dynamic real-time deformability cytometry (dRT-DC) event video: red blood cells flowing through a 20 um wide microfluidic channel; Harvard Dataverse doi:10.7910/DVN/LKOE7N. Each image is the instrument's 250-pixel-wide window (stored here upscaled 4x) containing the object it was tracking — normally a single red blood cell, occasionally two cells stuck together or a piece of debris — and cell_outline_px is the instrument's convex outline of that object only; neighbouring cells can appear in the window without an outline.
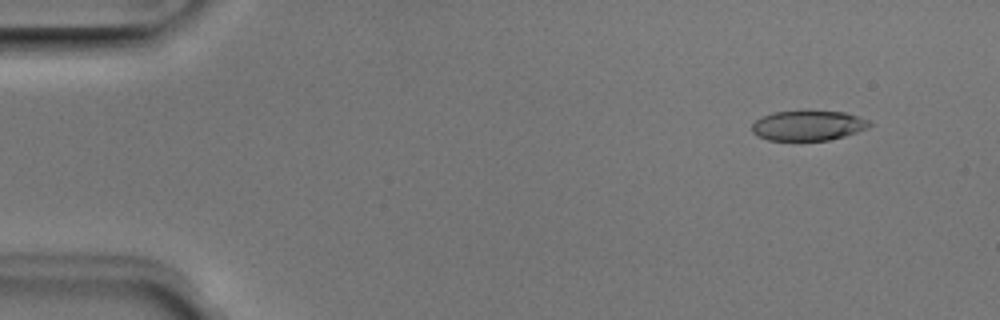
{"species": "Egyptian fruit bat (a non-hibernating species)", "species_latin": "Rousettus aegyptiacus", "temperature_condition": "room temperature", "stored_images_in_passage": 51, "camera_frame_rate_fps": 3000, "um_per_image_px": 0.085, "animal": {"sex": "male"}, "frame": {"image": 1, "passage_image": 5, "time_ms": 1.333, "image_size_px": [1000, 320], "cell_outline_px": [[872, 124], [868, 128], [844, 136], [828, 140], [768, 140], [752, 132], [752, 124], [756, 120], [772, 112], [800, 108], [804, 108], [844, 112], [860, 116], [868, 120]], "centroid_in_image_um": [68.7, 10.61], "position_along_channel_um": 16.3, "area_um2": 21.27}}
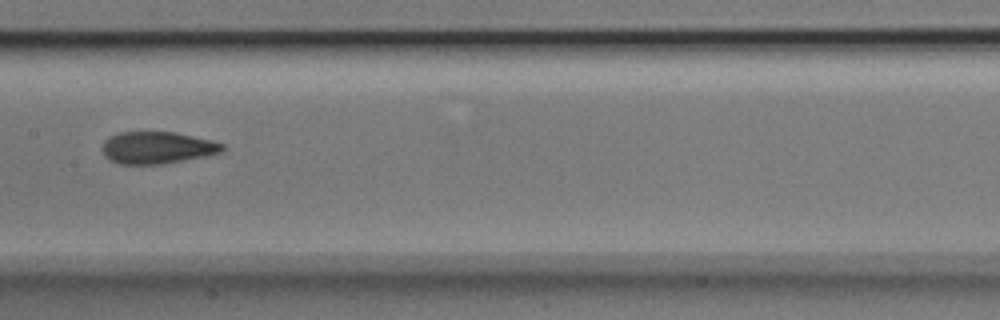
{"frame": {"image": 2, "passage_image": 26, "time_ms": 8.333, "image_size_px": [1000, 320], "cell_outline_px": [[224, 148], [220, 152], [204, 156], [164, 164], [120, 164], [108, 160], [104, 156], [104, 140], [120, 132], [176, 132], [212, 140], [224, 144]], "centroid_in_image_um": [13.37, 12.55], "position_along_channel_um": 194.0, "area_um2": 22.31}}
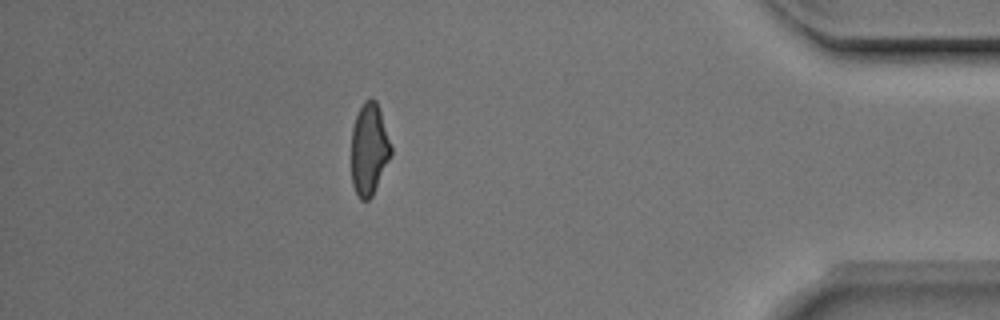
{"frame": {"image": 3, "passage_image": 45, "time_ms": 14.667, "image_size_px": [1000, 320], "cell_outline_px": [[392, 152], [372, 196], [368, 200], [360, 200], [356, 196], [352, 184], [352, 128], [356, 116], [364, 100], [372, 96], [376, 100], [392, 148]], "centroid_in_image_um": [31.36, 12.69], "position_along_channel_um": 403.8, "area_um2": 21.04}, "authors_computed_cell_mechanics": {"area_um2": 22.0796, "velocity_mm_per_s": 4.0115, "shape_relaxation_time_tau1_ms": 6.0298, "shape_relaxation_time_tau2_ms": 1.9297, "deformation_change_tau1": 0.1986, "deformation_change_tau2": 0.088}}